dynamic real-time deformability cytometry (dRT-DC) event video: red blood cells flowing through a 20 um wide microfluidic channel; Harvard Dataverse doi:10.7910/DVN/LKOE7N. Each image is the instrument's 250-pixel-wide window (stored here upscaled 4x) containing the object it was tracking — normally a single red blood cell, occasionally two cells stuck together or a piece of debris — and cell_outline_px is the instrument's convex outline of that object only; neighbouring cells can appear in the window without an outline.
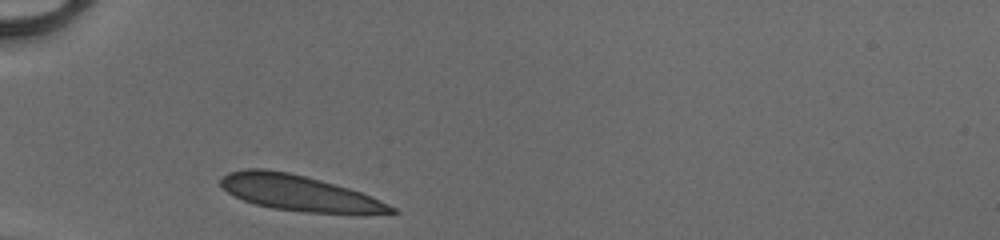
{"species": "human", "species_latin": "Homo sapiens", "temperature_condition": "cold", "stored_images_in_passage": 27, "camera_frame_rate_fps": 3000, "um_per_image_px": 0.085, "donor": {"sex": "male"}, "frame": {"image": 1, "passage_image": 1, "time_ms": 0.0, "image_size_px": [1000, 240], "cell_outline_px": [[400, 212], [304, 212], [272, 208], [256, 204], [244, 200], [228, 192], [220, 184], [220, 176], [228, 172], [244, 168], [264, 168], [288, 172], [320, 180], [348, 188], [372, 196], [396, 208]], "centroid_in_image_um": [25.32, 16.37], "position_along_channel_um": 59.7, "area_um2": 34.68}}
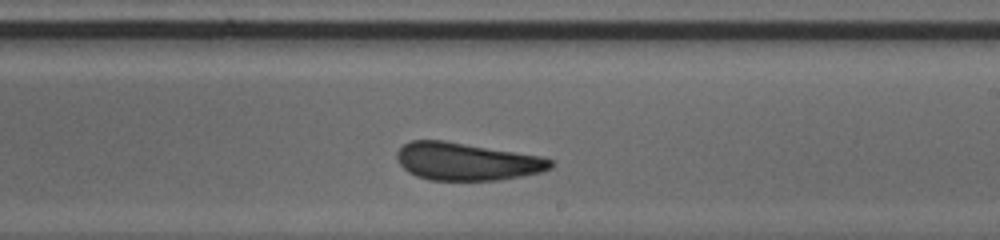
{"frame": {"image": 2, "passage_image": 16, "time_ms": 5.0, "image_size_px": [1000, 240], "cell_outline_px": [[552, 168], [540, 172], [500, 180], [428, 180], [416, 176], [408, 172], [400, 164], [396, 156], [396, 152], [404, 144], [412, 140], [444, 140], [544, 156], [552, 160]], "centroid_in_image_um": [39.67, 13.72], "position_along_channel_um": 249.3, "area_um2": 33.87}}
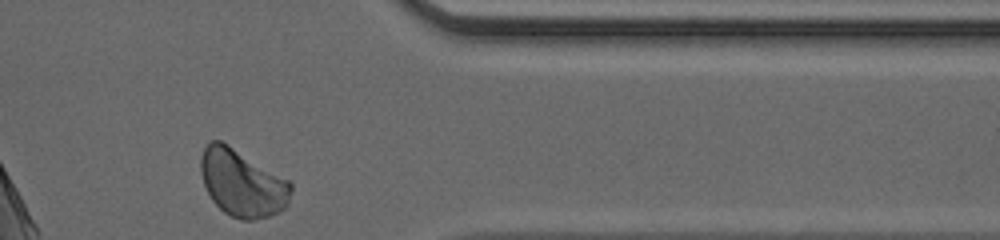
{"frame": {"image": 3, "passage_image": 27, "time_ms": 8.667, "image_size_px": [1000, 240], "cell_outline_px": [[292, 188], [288, 204], [284, 208], [268, 216], [252, 220], [240, 220], [224, 212], [212, 200], [204, 184], [200, 172], [200, 156], [204, 148], [212, 140], [220, 140], [228, 144], [288, 180], [292, 184]], "centroid_in_image_um": [20.57, 15.56], "position_along_channel_um": 390.8, "area_um2": 34.97}, "authors_computed_cell_mechanics": {"area_um2": 34.5644, "velocity_mm_per_s": 4.0905, "shape_relaxation_time_tau1_ms": 5.7286, "shape_relaxation_time_tau2_ms": null, "deformation_change_tau1": 0.1302, "deformation_change_tau2": null}}